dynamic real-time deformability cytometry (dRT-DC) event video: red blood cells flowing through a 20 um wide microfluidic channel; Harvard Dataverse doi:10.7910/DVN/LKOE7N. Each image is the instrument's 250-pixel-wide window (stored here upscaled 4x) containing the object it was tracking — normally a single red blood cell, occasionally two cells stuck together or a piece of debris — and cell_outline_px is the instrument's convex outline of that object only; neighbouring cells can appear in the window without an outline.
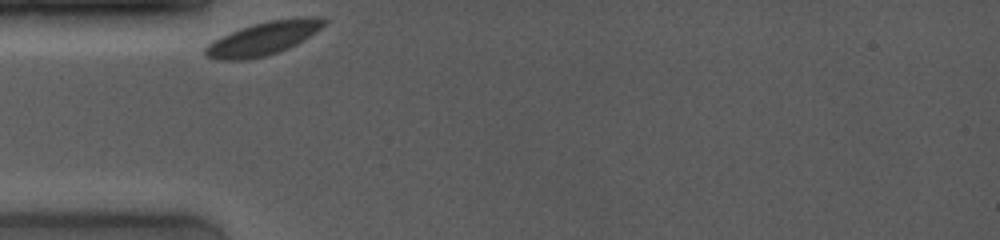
{"species": "common noctule bat (a hibernating species)", "species_latin": "Nyctalus noctula", "temperature_condition": "room temperature", "stored_images_in_passage": 39, "camera_frame_rate_fps": 4000, "um_per_image_px": 0.085, "animal": {"sex": "female", "body_mass_g": 19.0, "forearm_length_mm": 53.3}, "frame": {"image": 1, "passage_image": 1, "time_ms": 0.0, "image_size_px": [1000, 240], "cell_outline_px": [[328, 20], [316, 32], [296, 44], [288, 48], [264, 56], [244, 60], [216, 60], [204, 56], [204, 48], [208, 44], [240, 28], [252, 24], [268, 20], [300, 16], [324, 16]], "centroid_in_image_um": [22.42, 3.24], "position_along_channel_um": 62.6, "area_um2": 23.06}}
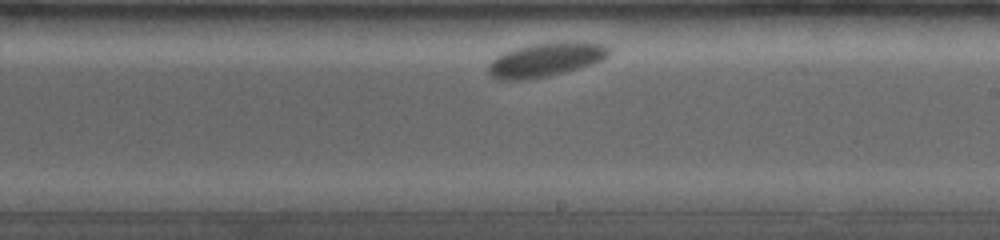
{"frame": {"image": 2, "passage_image": 22, "time_ms": 5.25, "image_size_px": [1000, 240], "cell_outline_px": [[612, 52], [604, 60], [592, 64], [548, 76], [528, 80], [496, 80], [488, 72], [488, 64], [496, 56], [512, 48], [532, 44], [572, 40], [608, 44], [612, 48]], "centroid_in_image_um": [46.43, 5.05], "position_along_channel_um": 242.6, "area_um2": 24.51}}
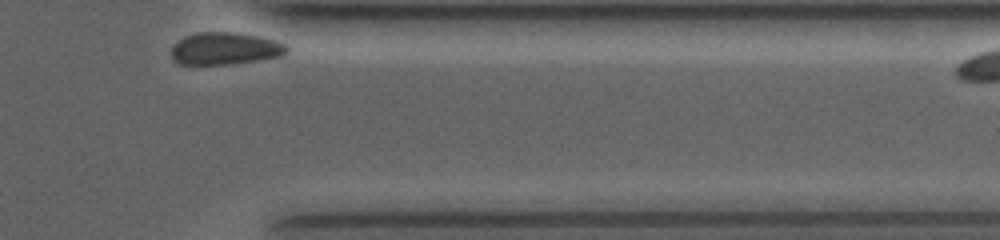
{"frame": {"image": 3, "passage_image": 39, "time_ms": 9.5, "image_size_px": [1000, 240], "cell_outline_px": [[288, 52], [280, 56], [228, 64], [180, 64], [172, 60], [172, 48], [180, 40], [188, 36], [200, 32], [236, 32], [276, 40], [284, 44], [288, 48]], "centroid_in_image_um": [19.14, 4.12], "position_along_channel_um": 392.3, "area_um2": 21.27}}